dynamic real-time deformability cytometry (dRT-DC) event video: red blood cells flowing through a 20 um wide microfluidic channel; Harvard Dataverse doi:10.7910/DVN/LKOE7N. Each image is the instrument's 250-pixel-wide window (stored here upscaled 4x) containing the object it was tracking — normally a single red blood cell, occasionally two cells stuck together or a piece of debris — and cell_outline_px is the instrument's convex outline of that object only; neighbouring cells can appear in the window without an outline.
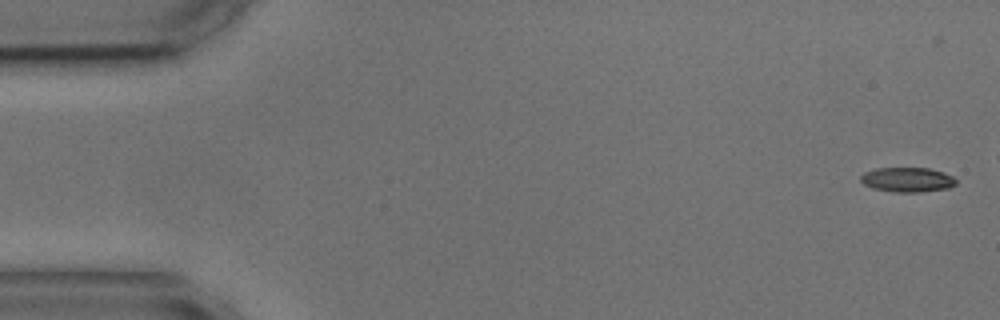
{"species": "common noctule bat (a hibernating species)", "species_latin": "Nyctalus noctula", "temperature_condition": "cold", "stored_images_in_passage": 48, "camera_frame_rate_fps": 3000, "um_per_image_px": 0.085, "animal": {"sex": "male", "body_mass_g": 17.9, "forearm_length_mm": 54.2}, "frame": {"image": 1, "passage_image": 1, "time_ms": 0.0, "image_size_px": [1000, 320], "cell_outline_px": [[956, 184], [948, 188], [920, 192], [892, 192], [872, 188], [864, 184], [860, 180], [860, 176], [864, 172], [876, 168], [928, 168], [944, 172], [952, 176], [956, 180]], "centroid_in_image_um": [77.11, 15.27], "position_along_channel_um": 7.9, "area_um2": 13.76}}
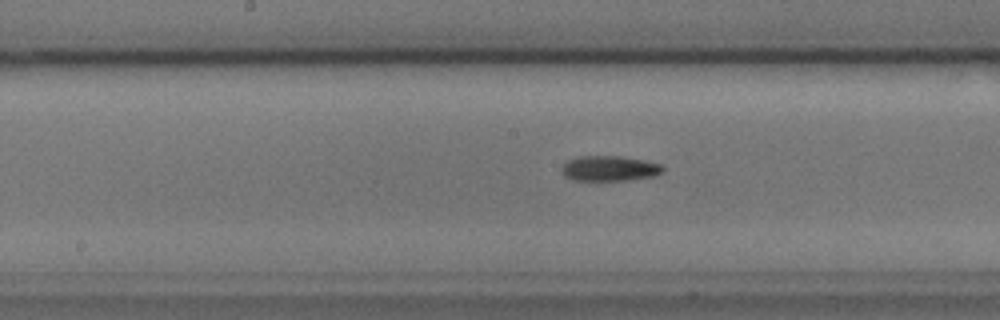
{"frame": {"image": 2, "passage_image": 27, "time_ms": 8.667, "image_size_px": [1000, 320], "cell_outline_px": [[664, 172], [656, 176], [628, 180], [572, 180], [564, 176], [560, 172], [560, 168], [568, 160], [576, 156], [620, 156], [644, 160], [660, 164], [664, 168]], "centroid_in_image_um": [51.79, 14.32], "position_along_channel_um": 196.4, "area_um2": 15.09}}
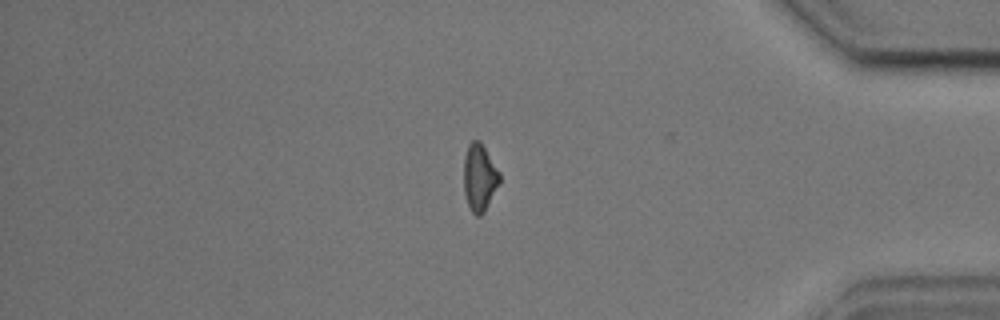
{"frame": {"image": 3, "passage_image": 46, "time_ms": 15.0, "image_size_px": [1000, 320], "cell_outline_px": [[500, 180], [484, 212], [480, 216], [476, 216], [472, 212], [468, 204], [464, 192], [464, 156], [468, 144], [472, 140], [480, 140], [500, 172]], "centroid_in_image_um": [40.74, 15.06], "position_along_channel_um": 394.5, "area_um2": 13.93}, "authors_computed_cell_mechanics": {"area_um2": 14.739, "velocity_mm_per_s": 3.6037, "shape_relaxation_time_tau1_ms": 4.11, "shape_relaxation_time_tau2_ms": 10.3338, "deformation_change_tau1": 0.1043, "deformation_change_tau2": 0.2088}}